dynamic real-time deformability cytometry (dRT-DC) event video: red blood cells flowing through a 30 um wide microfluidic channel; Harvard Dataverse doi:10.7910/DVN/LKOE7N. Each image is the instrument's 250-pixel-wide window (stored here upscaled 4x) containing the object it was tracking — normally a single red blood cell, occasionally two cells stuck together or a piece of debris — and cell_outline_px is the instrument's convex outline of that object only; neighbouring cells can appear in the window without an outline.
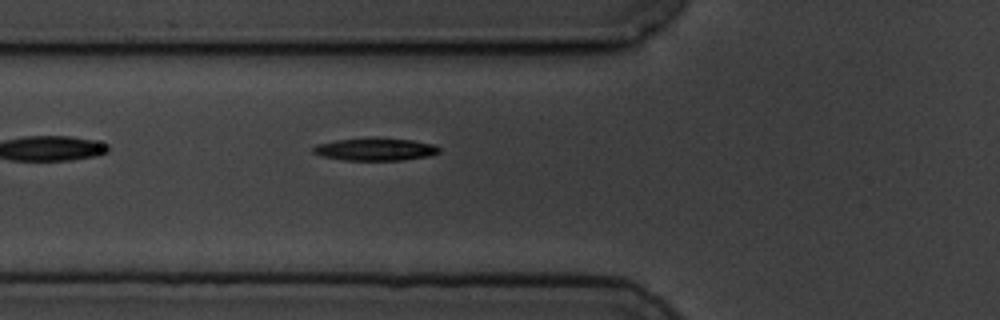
{"species": "common noctule bat (a hibernating species)", "species_latin": "Nyctalus noctula", "temperature_condition": "cold", "stored_images_in_passage": 4, "camera_frame_rate_fps": 3000, "um_per_image_px": 0.085, "animal": {"sex": "male", "body_mass_g": 19.5, "forearm_length_mm": 54.6}, "frame": {"image": 1, "passage_image": 4, "time_ms": 3.667, "image_size_px": [1000, 320], "cell_outline_px": [[440, 152], [428, 156], [404, 160], [344, 160], [320, 156], [312, 152], [312, 148], [316, 144], [336, 140], [376, 136], [412, 140], [436, 144], [440, 148]], "centroid_in_image_um": [31.9, 12.67], "position_along_channel_um": 93.9, "area_um2": 17.05}}